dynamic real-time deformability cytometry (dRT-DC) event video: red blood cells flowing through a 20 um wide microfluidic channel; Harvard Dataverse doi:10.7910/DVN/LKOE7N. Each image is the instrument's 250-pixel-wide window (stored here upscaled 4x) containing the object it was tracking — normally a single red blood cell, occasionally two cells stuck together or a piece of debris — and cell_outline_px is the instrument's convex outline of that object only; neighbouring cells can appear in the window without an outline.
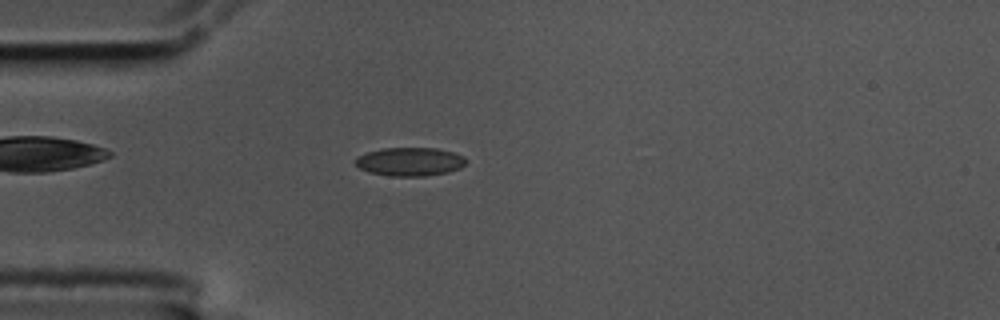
{"species": "common noctule bat (a hibernating species)", "species_latin": "Nyctalus noctula", "temperature_condition": "cold", "stored_images_in_passage": 48, "camera_frame_rate_fps": 3000, "um_per_image_px": 0.085, "animal": {"sex": "male", "body_mass_g": 17.5, "forearm_length_mm": 52.3}, "frame": {"image": 1, "passage_image": 6, "time_ms": 1.667, "image_size_px": [1000, 320], "cell_outline_px": [[468, 160], [460, 168], [448, 172], [424, 176], [392, 176], [368, 172], [360, 168], [356, 164], [356, 156], [368, 152], [384, 148], [436, 148], [452, 152], [464, 156]], "centroid_in_image_um": [34.85, 13.74], "position_along_channel_um": 50.1, "area_um2": 18.32}}
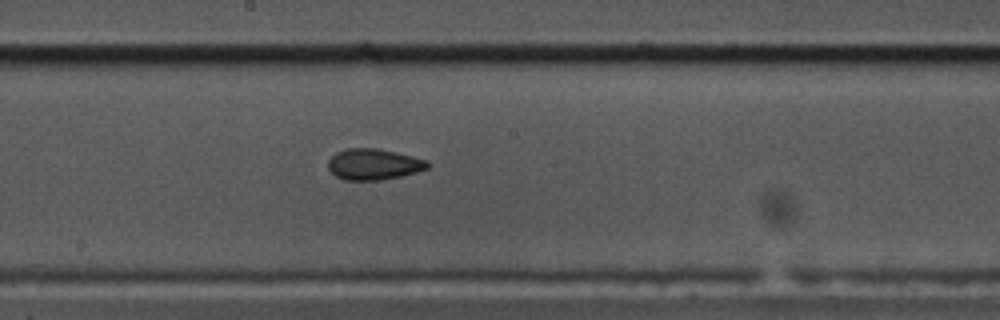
{"frame": {"image": 2, "passage_image": 21, "time_ms": 6.667, "image_size_px": [1000, 320], "cell_outline_px": [[432, 164], [428, 168], [416, 172], [400, 176], [380, 180], [344, 180], [336, 176], [328, 168], [328, 160], [336, 152], [344, 148], [376, 148], [396, 152], [428, 160]], "centroid_in_image_um": [31.77, 13.95], "position_along_channel_um": 216.4, "area_um2": 18.09}}
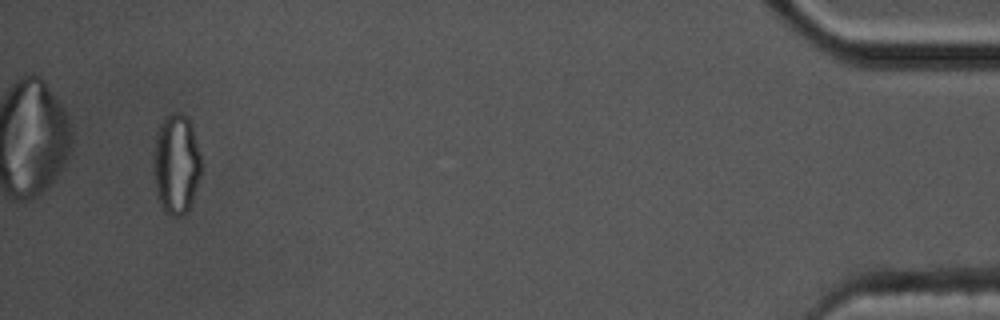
{"frame": {"image": 3, "passage_image": 45, "time_ms": 14.667, "image_size_px": [1000, 320], "cell_outline_px": [[200, 176], [188, 212], [184, 216], [168, 216], [164, 212], [160, 204], [156, 192], [152, 168], [152, 164], [156, 132], [160, 124], [172, 112], [180, 112], [188, 116], [192, 128], [200, 156]], "centroid_in_image_um": [14.95, 13.98], "position_along_channel_um": 420.3, "area_um2": 28.09}, "authors_computed_cell_mechanics": {"area_um2": 18.2359, "velocity_mm_per_s": 3.5173, "shape_relaxation_time_tau1_ms": null, "shape_relaxation_time_tau2_ms": 2.931, "deformation_change_tau1": null, "deformation_change_tau2": 0.0841}}